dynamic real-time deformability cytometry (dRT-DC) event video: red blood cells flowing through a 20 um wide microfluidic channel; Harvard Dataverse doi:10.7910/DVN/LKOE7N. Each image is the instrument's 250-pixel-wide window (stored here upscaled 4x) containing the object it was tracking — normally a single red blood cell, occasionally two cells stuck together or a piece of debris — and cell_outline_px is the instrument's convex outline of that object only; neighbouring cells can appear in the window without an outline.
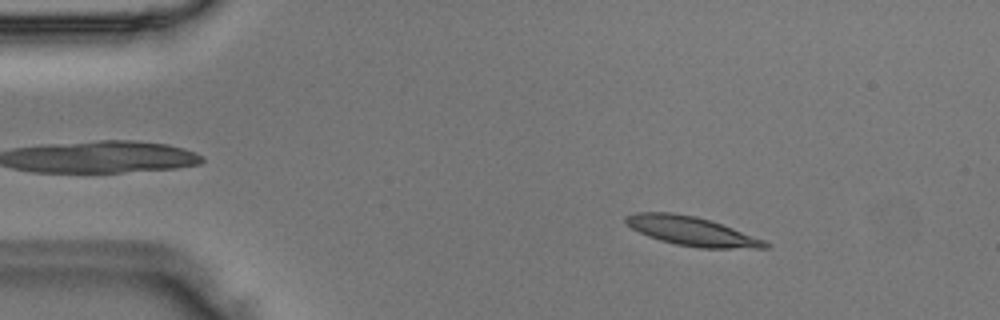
{"species": "Egyptian fruit bat (a non-hibernating species)", "species_latin": "Rousettus aegyptiacus", "temperature_condition": "room temperature", "stored_images_in_passage": 48, "camera_frame_rate_fps": 3000, "um_per_image_px": 0.085, "animal": {"sex": "male"}, "frame": {"image": 1, "passage_image": 7, "time_ms": 2.0, "image_size_px": [1000, 320], "cell_outline_px": [[768, 248], [700, 248], [676, 244], [660, 240], [648, 236], [632, 228], [624, 220], [624, 216], [636, 212], [672, 212], [696, 216], [712, 220], [764, 240], [768, 244]], "centroid_in_image_um": [58.77, 19.63], "position_along_channel_um": 26.2, "area_um2": 23.47}}
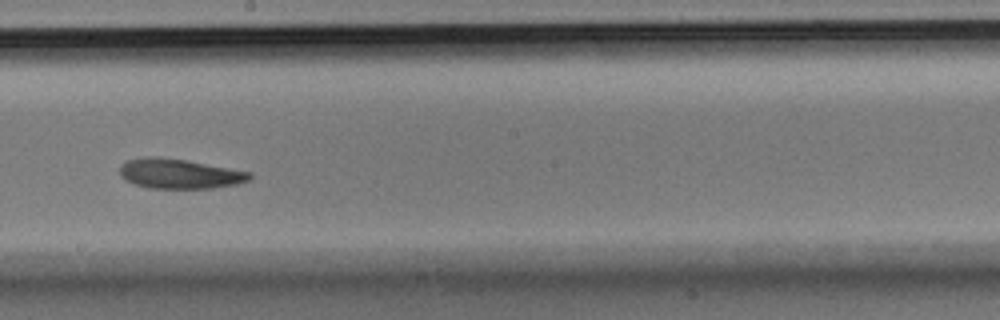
{"frame": {"image": 2, "passage_image": 27, "time_ms": 8.667, "image_size_px": [1000, 320], "cell_outline_px": [[252, 176], [248, 180], [236, 184], [212, 188], [148, 188], [124, 180], [120, 176], [120, 164], [128, 160], [148, 156], [152, 156], [184, 160], [252, 172]], "centroid_in_image_um": [15.22, 14.77], "position_along_channel_um": 233.0, "area_um2": 22.37}}
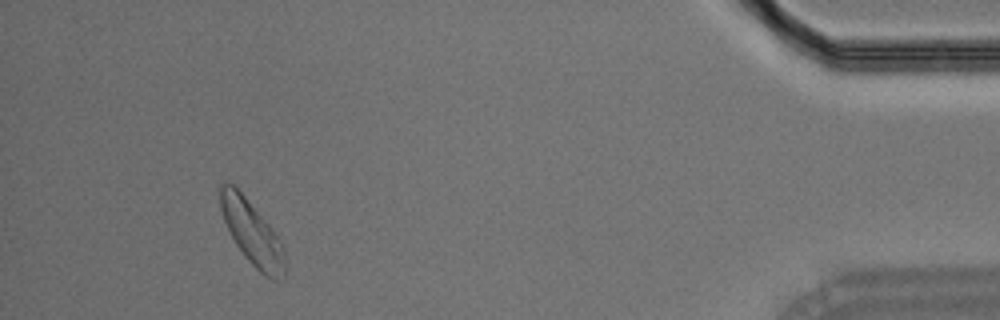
{"frame": {"image": 3, "passage_image": 45, "time_ms": 14.667, "image_size_px": [1000, 320], "cell_outline_px": [[288, 268], [284, 276], [276, 280], [264, 276], [244, 256], [236, 244], [224, 220], [220, 208], [220, 184], [236, 184], [272, 228], [280, 240], [284, 248]], "centroid_in_image_um": [21.46, 19.8], "position_along_channel_um": 413.7, "area_um2": 24.33}}